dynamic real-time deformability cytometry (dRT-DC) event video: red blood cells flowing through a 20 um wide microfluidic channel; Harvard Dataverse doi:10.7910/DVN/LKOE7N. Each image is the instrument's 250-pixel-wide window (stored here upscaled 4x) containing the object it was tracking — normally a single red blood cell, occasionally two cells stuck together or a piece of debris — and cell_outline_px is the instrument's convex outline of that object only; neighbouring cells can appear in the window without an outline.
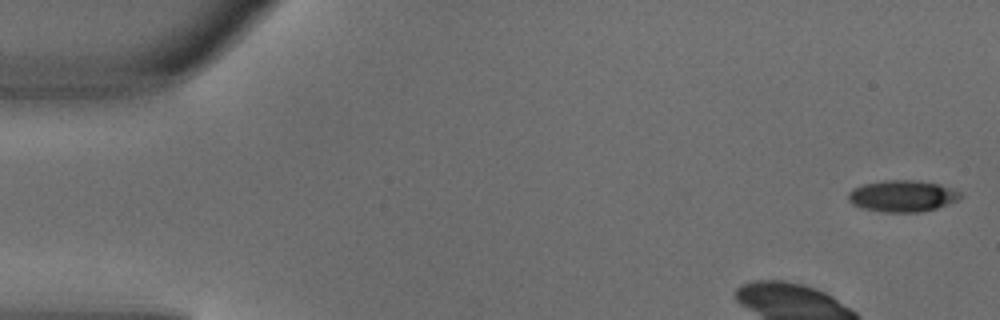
{"species": "common noctule bat (a hibernating species)", "species_latin": "Nyctalus noctula", "temperature_condition": "warm", "stored_images_in_passage": 4, "camera_frame_rate_fps": 3000, "um_per_image_px": 0.085, "animal": {"sex": "male", "body_mass_g": 18.8}, "frame": {"image": 1, "passage_image": 1, "time_ms": 0.0, "image_size_px": [1000, 320], "cell_outline_px": [[960, 196], [956, 200], [948, 204], [936, 208], [920, 212], [884, 212], [864, 208], [852, 204], [848, 200], [848, 192], [852, 188], [864, 184], [884, 180], [916, 180], [940, 184], [960, 192]], "centroid_in_image_um": [76.67, 16.65], "position_along_channel_um": 8.3, "area_um2": 20.46}}
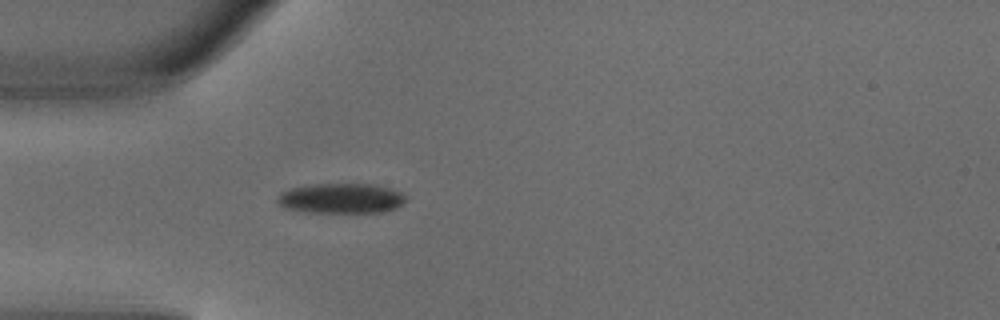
{"frame": {"image": 2, "passage_image": 4, "time_ms": 1.0, "image_size_px": [1000, 320], "cell_outline_px": [[404, 200], [396, 208], [380, 212], [308, 212], [284, 208], [276, 200], [276, 196], [280, 192], [292, 188], [308, 184], [376, 184], [404, 192]], "centroid_in_image_um": [28.96, 16.85], "position_along_channel_um": 56.0, "area_um2": 22.54}}